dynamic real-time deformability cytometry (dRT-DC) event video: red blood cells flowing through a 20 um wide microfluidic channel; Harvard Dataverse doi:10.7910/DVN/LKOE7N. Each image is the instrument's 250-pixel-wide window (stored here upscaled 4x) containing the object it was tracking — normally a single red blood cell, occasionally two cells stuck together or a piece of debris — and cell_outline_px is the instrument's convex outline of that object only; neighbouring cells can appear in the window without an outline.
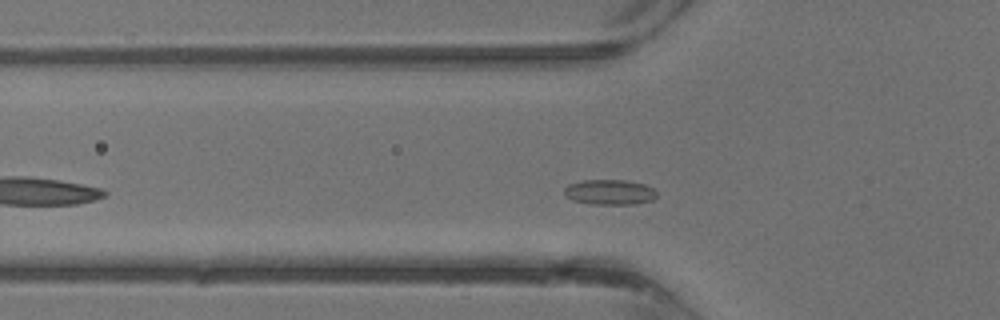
{"species": "common noctule bat (a hibernating species)", "species_latin": "Nyctalus noctula", "temperature_condition": "warm", "stored_images_in_passage": 20, "camera_frame_rate_fps": 3000, "um_per_image_px": 0.085, "animal": {"sex": "male", "body_mass_g": 13.3}, "frame": {"image": 1, "passage_image": 4, "time_ms": 1.0, "image_size_px": [1000, 320], "cell_outline_px": [[656, 196], [652, 200], [636, 204], [588, 204], [572, 200], [564, 192], [564, 188], [568, 184], [584, 180], [624, 180], [644, 184], [652, 188], [656, 192]], "centroid_in_image_um": [51.81, 16.33], "position_along_channel_um": 74.0, "area_um2": 13.53}}
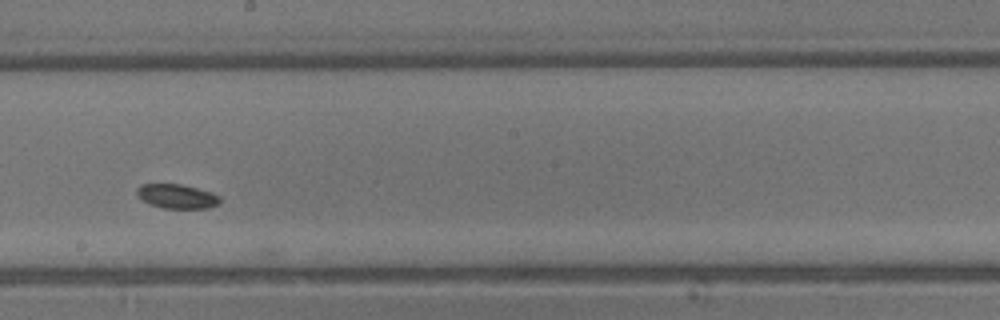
{"frame": {"image": 2, "passage_image": 13, "time_ms": 4.0, "image_size_px": [1000, 320], "cell_outline_px": [[220, 204], [208, 208], [164, 208], [148, 204], [140, 200], [136, 196], [136, 188], [140, 184], [180, 184], [196, 188], [220, 196]], "centroid_in_image_um": [14.97, 16.69], "position_along_channel_um": 233.2, "area_um2": 11.85}}
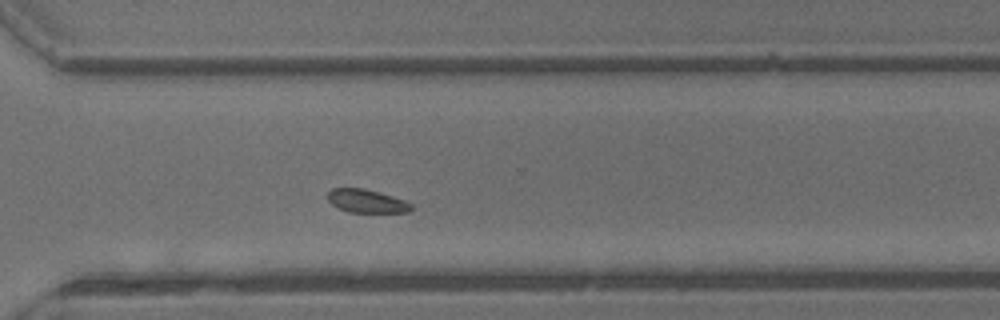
{"frame": {"image": 3, "passage_image": 19, "time_ms": 6.0, "image_size_px": [1000, 320], "cell_outline_px": [[412, 208], [408, 212], [348, 212], [336, 208], [328, 200], [328, 192], [332, 188], [364, 188], [380, 192], [404, 200], [412, 204]], "centroid_in_image_um": [31.14, 17.09], "position_along_channel_um": 339.5, "area_um2": 11.39}}